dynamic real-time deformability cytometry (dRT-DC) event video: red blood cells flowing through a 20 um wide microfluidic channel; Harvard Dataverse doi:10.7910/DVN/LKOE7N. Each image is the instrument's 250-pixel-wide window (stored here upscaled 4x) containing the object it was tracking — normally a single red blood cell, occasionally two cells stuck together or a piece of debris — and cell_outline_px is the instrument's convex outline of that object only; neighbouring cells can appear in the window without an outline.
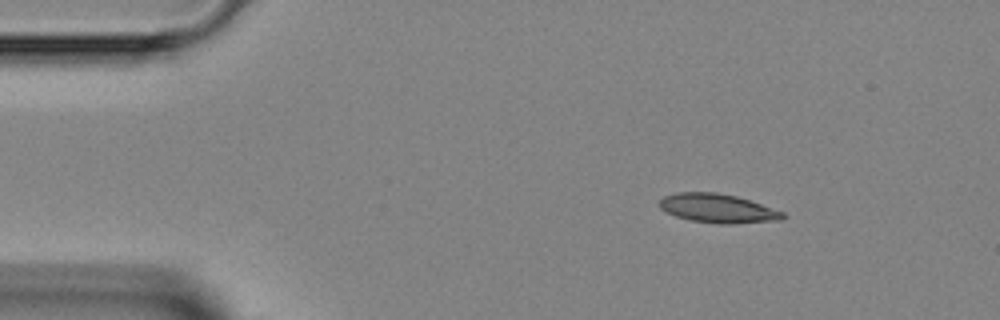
{"species": "Egyptian fruit bat (a non-hibernating species)", "species_latin": "Rousettus aegyptiacus", "temperature_condition": "room temperature", "stored_images_in_passage": 41, "camera_frame_rate_fps": 3000, "um_per_image_px": 0.085, "animal": {"sex": "female"}, "frame": {"image": 1, "passage_image": 1, "time_ms": 0.0, "image_size_px": [1000, 320], "cell_outline_px": [[784, 220], [732, 224], [720, 224], [692, 220], [676, 216], [660, 208], [660, 200], [664, 196], [676, 192], [716, 192], [736, 196], [784, 212]], "centroid_in_image_um": [61.02, 17.71], "position_along_channel_um": 24.0, "area_um2": 20.63}}
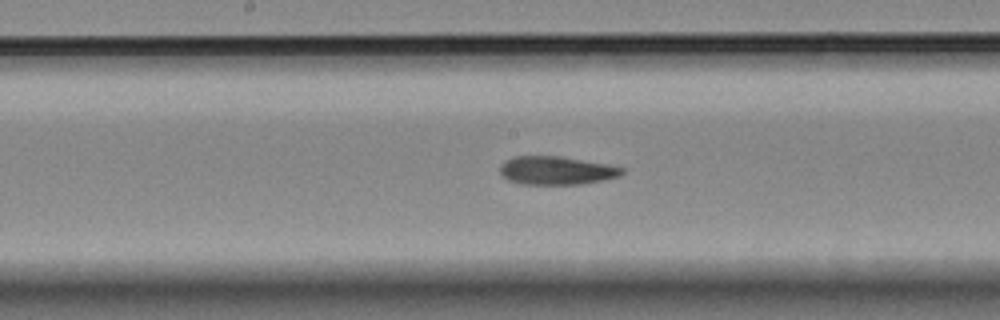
{"frame": {"image": 2, "passage_image": 18, "time_ms": 5.667, "image_size_px": [1000, 320], "cell_outline_px": [[624, 172], [620, 176], [604, 180], [580, 184], [520, 184], [508, 180], [500, 176], [500, 164], [516, 156], [560, 156], [612, 164], [624, 168]], "centroid_in_image_um": [47.32, 14.49], "position_along_channel_um": 200.9, "area_um2": 20.4}}
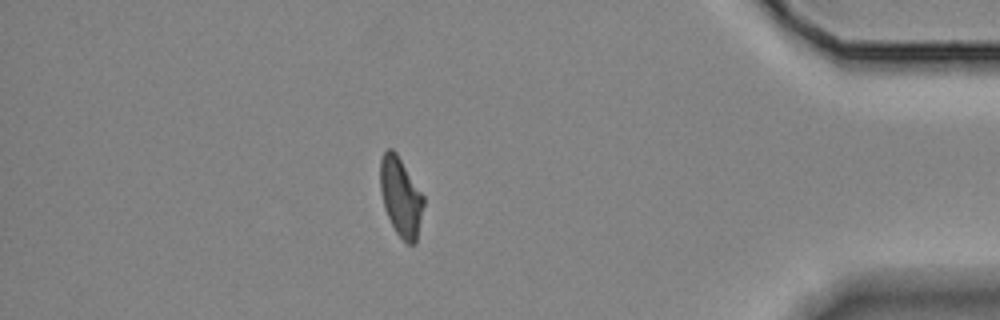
{"frame": {"image": 3, "passage_image": 35, "time_ms": 11.333, "image_size_px": [1000, 320], "cell_outline_px": [[424, 204], [416, 244], [408, 244], [396, 232], [384, 208], [380, 192], [380, 160], [384, 152], [388, 148], [392, 148], [396, 152], [424, 196]], "centroid_in_image_um": [34.06, 16.72], "position_along_channel_um": 401.1, "area_um2": 19.88}}